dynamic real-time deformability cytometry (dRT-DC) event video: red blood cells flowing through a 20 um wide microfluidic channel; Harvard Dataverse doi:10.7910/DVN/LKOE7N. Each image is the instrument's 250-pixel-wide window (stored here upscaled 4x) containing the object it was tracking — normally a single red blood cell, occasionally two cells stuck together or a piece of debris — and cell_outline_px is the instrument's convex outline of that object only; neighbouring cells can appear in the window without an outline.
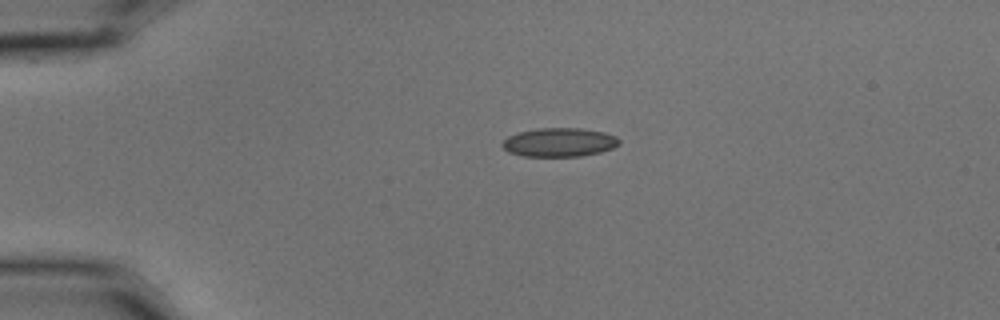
{"species": "common noctule bat (a hibernating species)", "species_latin": "Nyctalus noctula", "temperature_condition": "cold", "stored_images_in_passage": 4, "camera_frame_rate_fps": 3000, "um_per_image_px": 0.085, "animal": {"sex": "male", "body_mass_g": 15.6}, "frame": {"image": 1, "passage_image": 3, "time_ms": 0.667, "image_size_px": [1000, 320], "cell_outline_px": [[620, 144], [612, 148], [600, 152], [580, 156], [520, 156], [508, 152], [500, 144], [508, 136], [516, 132], [536, 128], [580, 128], [604, 132], [616, 136], [620, 140]], "centroid_in_image_um": [47.51, 12.09], "position_along_channel_um": 37.5, "area_um2": 19.77}}